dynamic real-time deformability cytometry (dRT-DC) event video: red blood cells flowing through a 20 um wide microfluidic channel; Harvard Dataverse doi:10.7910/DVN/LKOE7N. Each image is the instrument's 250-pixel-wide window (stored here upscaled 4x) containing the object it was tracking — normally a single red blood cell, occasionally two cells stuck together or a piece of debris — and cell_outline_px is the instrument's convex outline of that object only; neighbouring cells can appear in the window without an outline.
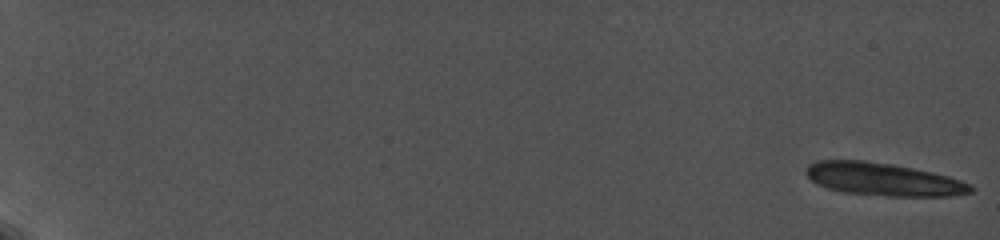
{"species": "common noctule bat (a hibernating species)", "species_latin": "Nyctalus noctula", "temperature_condition": "cold", "stored_images_in_passage": 4, "camera_frame_rate_fps": 5000, "um_per_image_px": 0.085, "animal": {"sex": "female", "body_mass_g": 19.0, "forearm_length_mm": 56.7}, "frame": {"image": 1, "passage_image": 1, "time_ms": 0.0, "image_size_px": [1000, 240], "cell_outline_px": [[976, 188], [972, 192], [948, 196], [888, 196], [844, 192], [828, 188], [816, 184], [804, 172], [804, 168], [808, 164], [816, 160], [864, 160], [892, 164], [932, 172], [948, 176], [972, 184]], "centroid_in_image_um": [75.06, 15.23], "position_along_channel_um": 9.9, "area_um2": 31.62}}